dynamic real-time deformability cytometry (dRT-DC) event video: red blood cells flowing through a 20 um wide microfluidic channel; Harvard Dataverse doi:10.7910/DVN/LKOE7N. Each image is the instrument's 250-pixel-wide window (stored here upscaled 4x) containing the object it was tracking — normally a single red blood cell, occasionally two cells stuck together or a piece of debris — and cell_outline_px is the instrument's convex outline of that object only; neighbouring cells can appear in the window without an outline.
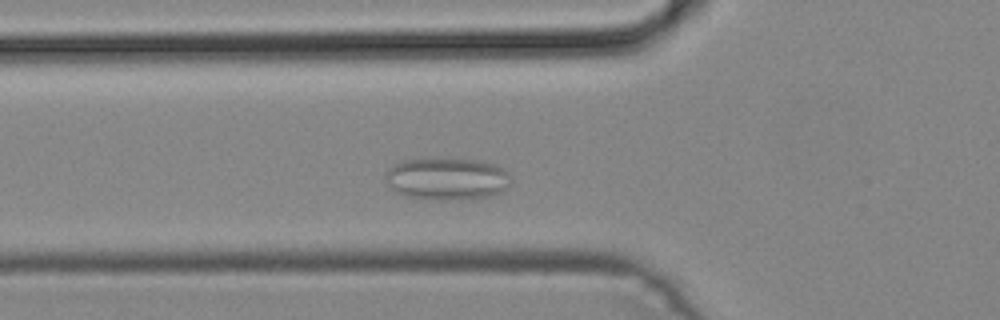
{"species": "common noctule bat (a hibernating species)", "species_latin": "Nyctalus noctula", "temperature_condition": "cold", "stored_images_in_passage": 13, "camera_frame_rate_fps": 3000, "um_per_image_px": 0.085, "animal": {"sex": "male", "body_mass_g": 19.2, "forearm_length_mm": 51.8}, "frame": {"image": 1, "passage_image": 6, "time_ms": 1.667, "image_size_px": [1000, 320], "cell_outline_px": [[508, 184], [504, 188], [480, 200], [436, 200], [408, 196], [392, 188], [388, 184], [388, 168], [404, 160], [448, 156], [484, 160], [496, 164], [508, 176]], "centroid_in_image_um": [38.01, 15.16], "position_along_channel_um": 87.8, "area_um2": 31.15}}
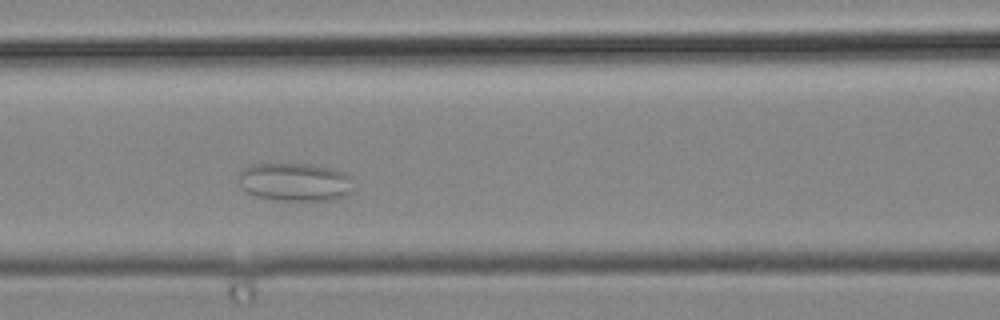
{"frame": {"image": 2, "passage_image": 10, "time_ms": 3.0, "image_size_px": [1000, 320], "cell_outline_px": [[348, 192], [336, 200], [276, 200], [256, 196], [248, 192], [240, 184], [240, 172], [248, 164], [308, 164], [332, 168], [344, 172], [348, 176]], "centroid_in_image_um": [25.01, 15.46], "position_along_channel_um": 141.6, "area_um2": 25.03}}